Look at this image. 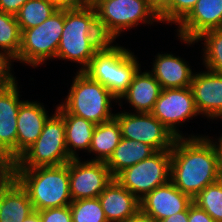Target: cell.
Listing matches in <instances>:
<instances>
[{"label": "cell", "mask_w": 222, "mask_h": 222, "mask_svg": "<svg viewBox=\"0 0 222 222\" xmlns=\"http://www.w3.org/2000/svg\"><path fill=\"white\" fill-rule=\"evenodd\" d=\"M214 137L176 138L171 154L170 181L192 199L220 179L219 151Z\"/></svg>", "instance_id": "1"}, {"label": "cell", "mask_w": 222, "mask_h": 222, "mask_svg": "<svg viewBox=\"0 0 222 222\" xmlns=\"http://www.w3.org/2000/svg\"><path fill=\"white\" fill-rule=\"evenodd\" d=\"M107 41L102 36L93 5L65 10V23L56 53V59L79 64L84 71L94 54Z\"/></svg>", "instance_id": "2"}, {"label": "cell", "mask_w": 222, "mask_h": 222, "mask_svg": "<svg viewBox=\"0 0 222 222\" xmlns=\"http://www.w3.org/2000/svg\"><path fill=\"white\" fill-rule=\"evenodd\" d=\"M13 177L26 190L35 211L64 207L72 202L69 162L60 166L15 169Z\"/></svg>", "instance_id": "3"}, {"label": "cell", "mask_w": 222, "mask_h": 222, "mask_svg": "<svg viewBox=\"0 0 222 222\" xmlns=\"http://www.w3.org/2000/svg\"><path fill=\"white\" fill-rule=\"evenodd\" d=\"M113 43L107 41L103 44L83 72L105 86L119 99L128 89L141 64L134 52L118 43L116 45Z\"/></svg>", "instance_id": "4"}, {"label": "cell", "mask_w": 222, "mask_h": 222, "mask_svg": "<svg viewBox=\"0 0 222 222\" xmlns=\"http://www.w3.org/2000/svg\"><path fill=\"white\" fill-rule=\"evenodd\" d=\"M72 85L64 101L56 105L59 113H70L91 121L95 125L115 117L112 101L117 98L99 82L92 80L83 71H76Z\"/></svg>", "instance_id": "5"}, {"label": "cell", "mask_w": 222, "mask_h": 222, "mask_svg": "<svg viewBox=\"0 0 222 222\" xmlns=\"http://www.w3.org/2000/svg\"><path fill=\"white\" fill-rule=\"evenodd\" d=\"M92 5L99 30L106 41L115 42L124 31L140 24L161 23L146 0H92Z\"/></svg>", "instance_id": "6"}, {"label": "cell", "mask_w": 222, "mask_h": 222, "mask_svg": "<svg viewBox=\"0 0 222 222\" xmlns=\"http://www.w3.org/2000/svg\"><path fill=\"white\" fill-rule=\"evenodd\" d=\"M70 160L66 149L64 118L55 109L54 114L46 120L38 139L16 159L15 169L60 166Z\"/></svg>", "instance_id": "7"}, {"label": "cell", "mask_w": 222, "mask_h": 222, "mask_svg": "<svg viewBox=\"0 0 222 222\" xmlns=\"http://www.w3.org/2000/svg\"><path fill=\"white\" fill-rule=\"evenodd\" d=\"M65 10H57L42 24L23 30L18 56L12 61L33 68L56 59L58 45L64 29Z\"/></svg>", "instance_id": "8"}, {"label": "cell", "mask_w": 222, "mask_h": 222, "mask_svg": "<svg viewBox=\"0 0 222 222\" xmlns=\"http://www.w3.org/2000/svg\"><path fill=\"white\" fill-rule=\"evenodd\" d=\"M170 150L156 151L149 158L120 172L115 179L138 200L144 198L156 187L170 181Z\"/></svg>", "instance_id": "9"}, {"label": "cell", "mask_w": 222, "mask_h": 222, "mask_svg": "<svg viewBox=\"0 0 222 222\" xmlns=\"http://www.w3.org/2000/svg\"><path fill=\"white\" fill-rule=\"evenodd\" d=\"M123 111L115 113L122 138L148 144L155 151L172 149L176 137L155 116L151 113Z\"/></svg>", "instance_id": "10"}, {"label": "cell", "mask_w": 222, "mask_h": 222, "mask_svg": "<svg viewBox=\"0 0 222 222\" xmlns=\"http://www.w3.org/2000/svg\"><path fill=\"white\" fill-rule=\"evenodd\" d=\"M176 138L197 137V135H185L179 130L183 124L193 120L199 113L194 103V97L190 87L162 89L151 112Z\"/></svg>", "instance_id": "11"}, {"label": "cell", "mask_w": 222, "mask_h": 222, "mask_svg": "<svg viewBox=\"0 0 222 222\" xmlns=\"http://www.w3.org/2000/svg\"><path fill=\"white\" fill-rule=\"evenodd\" d=\"M81 161V158L69 161V188L72 201L99 197L114 179L105 162L90 159Z\"/></svg>", "instance_id": "12"}, {"label": "cell", "mask_w": 222, "mask_h": 222, "mask_svg": "<svg viewBox=\"0 0 222 222\" xmlns=\"http://www.w3.org/2000/svg\"><path fill=\"white\" fill-rule=\"evenodd\" d=\"M190 88L199 115L222 121V74L207 69L195 72Z\"/></svg>", "instance_id": "13"}, {"label": "cell", "mask_w": 222, "mask_h": 222, "mask_svg": "<svg viewBox=\"0 0 222 222\" xmlns=\"http://www.w3.org/2000/svg\"><path fill=\"white\" fill-rule=\"evenodd\" d=\"M222 28V0H198L177 25L178 39L195 41L204 32Z\"/></svg>", "instance_id": "14"}, {"label": "cell", "mask_w": 222, "mask_h": 222, "mask_svg": "<svg viewBox=\"0 0 222 222\" xmlns=\"http://www.w3.org/2000/svg\"><path fill=\"white\" fill-rule=\"evenodd\" d=\"M193 199L182 193L171 181L156 187L140 200V209L155 221H160L173 214L188 211Z\"/></svg>", "instance_id": "15"}, {"label": "cell", "mask_w": 222, "mask_h": 222, "mask_svg": "<svg viewBox=\"0 0 222 222\" xmlns=\"http://www.w3.org/2000/svg\"><path fill=\"white\" fill-rule=\"evenodd\" d=\"M15 78L0 90V142L17 159V117L20 105V86Z\"/></svg>", "instance_id": "16"}, {"label": "cell", "mask_w": 222, "mask_h": 222, "mask_svg": "<svg viewBox=\"0 0 222 222\" xmlns=\"http://www.w3.org/2000/svg\"><path fill=\"white\" fill-rule=\"evenodd\" d=\"M43 103L25 100L17 117V158L40 136L50 117Z\"/></svg>", "instance_id": "17"}, {"label": "cell", "mask_w": 222, "mask_h": 222, "mask_svg": "<svg viewBox=\"0 0 222 222\" xmlns=\"http://www.w3.org/2000/svg\"><path fill=\"white\" fill-rule=\"evenodd\" d=\"M191 65L181 56L170 53H158L148 70L160 83L162 89L190 87L194 72Z\"/></svg>", "instance_id": "18"}, {"label": "cell", "mask_w": 222, "mask_h": 222, "mask_svg": "<svg viewBox=\"0 0 222 222\" xmlns=\"http://www.w3.org/2000/svg\"><path fill=\"white\" fill-rule=\"evenodd\" d=\"M35 212L26 190L12 176L0 182V222H22Z\"/></svg>", "instance_id": "19"}, {"label": "cell", "mask_w": 222, "mask_h": 222, "mask_svg": "<svg viewBox=\"0 0 222 222\" xmlns=\"http://www.w3.org/2000/svg\"><path fill=\"white\" fill-rule=\"evenodd\" d=\"M161 90L160 83L155 77L148 70L142 72L140 68L117 103L121 107L122 101L125 100L134 108V113H151Z\"/></svg>", "instance_id": "20"}, {"label": "cell", "mask_w": 222, "mask_h": 222, "mask_svg": "<svg viewBox=\"0 0 222 222\" xmlns=\"http://www.w3.org/2000/svg\"><path fill=\"white\" fill-rule=\"evenodd\" d=\"M108 222H126L140 209V200L115 178L98 197Z\"/></svg>", "instance_id": "21"}, {"label": "cell", "mask_w": 222, "mask_h": 222, "mask_svg": "<svg viewBox=\"0 0 222 222\" xmlns=\"http://www.w3.org/2000/svg\"><path fill=\"white\" fill-rule=\"evenodd\" d=\"M156 151L148 144L121 138L118 146L106 162L111 175L115 178L124 169L149 158Z\"/></svg>", "instance_id": "22"}, {"label": "cell", "mask_w": 222, "mask_h": 222, "mask_svg": "<svg viewBox=\"0 0 222 222\" xmlns=\"http://www.w3.org/2000/svg\"><path fill=\"white\" fill-rule=\"evenodd\" d=\"M64 118L66 149L71 159H78L77 151L89 152L95 124L70 113H60Z\"/></svg>", "instance_id": "23"}, {"label": "cell", "mask_w": 222, "mask_h": 222, "mask_svg": "<svg viewBox=\"0 0 222 222\" xmlns=\"http://www.w3.org/2000/svg\"><path fill=\"white\" fill-rule=\"evenodd\" d=\"M122 138L121 128L113 119L95 126L89 152L95 155L91 161L107 162Z\"/></svg>", "instance_id": "24"}, {"label": "cell", "mask_w": 222, "mask_h": 222, "mask_svg": "<svg viewBox=\"0 0 222 222\" xmlns=\"http://www.w3.org/2000/svg\"><path fill=\"white\" fill-rule=\"evenodd\" d=\"M185 45H194L200 41L203 44L201 49L202 64L204 68L214 73L222 74V29H212L204 32L195 41L180 39Z\"/></svg>", "instance_id": "25"}, {"label": "cell", "mask_w": 222, "mask_h": 222, "mask_svg": "<svg viewBox=\"0 0 222 222\" xmlns=\"http://www.w3.org/2000/svg\"><path fill=\"white\" fill-rule=\"evenodd\" d=\"M21 35L16 16L0 12V54L11 62L20 51Z\"/></svg>", "instance_id": "26"}, {"label": "cell", "mask_w": 222, "mask_h": 222, "mask_svg": "<svg viewBox=\"0 0 222 222\" xmlns=\"http://www.w3.org/2000/svg\"><path fill=\"white\" fill-rule=\"evenodd\" d=\"M56 11L48 0H28L15 16L22 32L42 24Z\"/></svg>", "instance_id": "27"}, {"label": "cell", "mask_w": 222, "mask_h": 222, "mask_svg": "<svg viewBox=\"0 0 222 222\" xmlns=\"http://www.w3.org/2000/svg\"><path fill=\"white\" fill-rule=\"evenodd\" d=\"M193 202L216 222H222V180L206 186L193 198Z\"/></svg>", "instance_id": "28"}, {"label": "cell", "mask_w": 222, "mask_h": 222, "mask_svg": "<svg viewBox=\"0 0 222 222\" xmlns=\"http://www.w3.org/2000/svg\"><path fill=\"white\" fill-rule=\"evenodd\" d=\"M70 209L72 222H108L98 197L72 201Z\"/></svg>", "instance_id": "29"}, {"label": "cell", "mask_w": 222, "mask_h": 222, "mask_svg": "<svg viewBox=\"0 0 222 222\" xmlns=\"http://www.w3.org/2000/svg\"><path fill=\"white\" fill-rule=\"evenodd\" d=\"M198 0H169V23L178 25L193 9Z\"/></svg>", "instance_id": "30"}, {"label": "cell", "mask_w": 222, "mask_h": 222, "mask_svg": "<svg viewBox=\"0 0 222 222\" xmlns=\"http://www.w3.org/2000/svg\"><path fill=\"white\" fill-rule=\"evenodd\" d=\"M41 222H72L70 205L37 211Z\"/></svg>", "instance_id": "31"}, {"label": "cell", "mask_w": 222, "mask_h": 222, "mask_svg": "<svg viewBox=\"0 0 222 222\" xmlns=\"http://www.w3.org/2000/svg\"><path fill=\"white\" fill-rule=\"evenodd\" d=\"M16 168V159L0 142V172L5 177H12Z\"/></svg>", "instance_id": "32"}, {"label": "cell", "mask_w": 222, "mask_h": 222, "mask_svg": "<svg viewBox=\"0 0 222 222\" xmlns=\"http://www.w3.org/2000/svg\"><path fill=\"white\" fill-rule=\"evenodd\" d=\"M12 62L5 56L0 54V90L4 89L15 78L13 72Z\"/></svg>", "instance_id": "33"}, {"label": "cell", "mask_w": 222, "mask_h": 222, "mask_svg": "<svg viewBox=\"0 0 222 222\" xmlns=\"http://www.w3.org/2000/svg\"><path fill=\"white\" fill-rule=\"evenodd\" d=\"M146 2L159 16L161 23L169 24V0H146Z\"/></svg>", "instance_id": "34"}, {"label": "cell", "mask_w": 222, "mask_h": 222, "mask_svg": "<svg viewBox=\"0 0 222 222\" xmlns=\"http://www.w3.org/2000/svg\"><path fill=\"white\" fill-rule=\"evenodd\" d=\"M57 10L79 9L92 5V0H48Z\"/></svg>", "instance_id": "35"}, {"label": "cell", "mask_w": 222, "mask_h": 222, "mask_svg": "<svg viewBox=\"0 0 222 222\" xmlns=\"http://www.w3.org/2000/svg\"><path fill=\"white\" fill-rule=\"evenodd\" d=\"M188 222H216L204 209L194 202L188 208Z\"/></svg>", "instance_id": "36"}, {"label": "cell", "mask_w": 222, "mask_h": 222, "mask_svg": "<svg viewBox=\"0 0 222 222\" xmlns=\"http://www.w3.org/2000/svg\"><path fill=\"white\" fill-rule=\"evenodd\" d=\"M28 0H0V12L16 15Z\"/></svg>", "instance_id": "37"}, {"label": "cell", "mask_w": 222, "mask_h": 222, "mask_svg": "<svg viewBox=\"0 0 222 222\" xmlns=\"http://www.w3.org/2000/svg\"><path fill=\"white\" fill-rule=\"evenodd\" d=\"M126 222H157V221H155L150 215L144 213L141 209H139Z\"/></svg>", "instance_id": "38"}, {"label": "cell", "mask_w": 222, "mask_h": 222, "mask_svg": "<svg viewBox=\"0 0 222 222\" xmlns=\"http://www.w3.org/2000/svg\"><path fill=\"white\" fill-rule=\"evenodd\" d=\"M157 222H188V211H182Z\"/></svg>", "instance_id": "39"}, {"label": "cell", "mask_w": 222, "mask_h": 222, "mask_svg": "<svg viewBox=\"0 0 222 222\" xmlns=\"http://www.w3.org/2000/svg\"><path fill=\"white\" fill-rule=\"evenodd\" d=\"M214 140L216 142V146H217L218 151H219L220 179L222 180V134H221V136H219V138L217 137V139L215 138Z\"/></svg>", "instance_id": "40"}, {"label": "cell", "mask_w": 222, "mask_h": 222, "mask_svg": "<svg viewBox=\"0 0 222 222\" xmlns=\"http://www.w3.org/2000/svg\"><path fill=\"white\" fill-rule=\"evenodd\" d=\"M22 222H41L39 213L37 211L33 212L30 216L25 218Z\"/></svg>", "instance_id": "41"}, {"label": "cell", "mask_w": 222, "mask_h": 222, "mask_svg": "<svg viewBox=\"0 0 222 222\" xmlns=\"http://www.w3.org/2000/svg\"><path fill=\"white\" fill-rule=\"evenodd\" d=\"M5 178V176L0 172V182Z\"/></svg>", "instance_id": "42"}]
</instances>
